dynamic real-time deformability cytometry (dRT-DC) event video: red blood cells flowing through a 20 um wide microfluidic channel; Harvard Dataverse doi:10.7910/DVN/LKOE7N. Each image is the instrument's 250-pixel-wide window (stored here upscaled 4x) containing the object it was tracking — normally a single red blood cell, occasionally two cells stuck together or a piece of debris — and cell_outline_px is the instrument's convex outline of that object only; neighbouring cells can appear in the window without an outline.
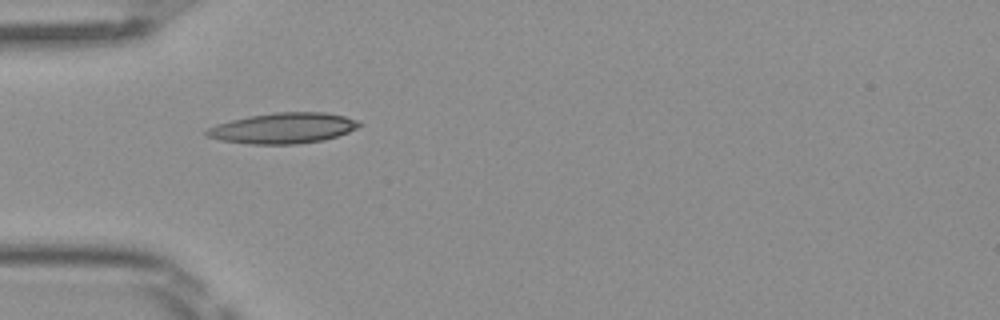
{"species": "Egyptian fruit bat (a non-hibernating species)", "species_latin": "Rousettus aegyptiacus", "temperature_condition": "room temperature", "stored_images_in_passage": 31, "camera_frame_rate_fps": 3000, "um_per_image_px": 0.085, "frame": {"image": 1, "passage_image": 1, "time_ms": 0.0, "image_size_px": [1000, 320], "cell_outline_px": [[360, 124], [356, 128], [348, 132], [324, 140], [296, 144], [252, 144], [220, 140], [204, 136], [204, 132], [208, 128], [216, 124], [248, 116], [276, 112], [324, 112], [344, 116], [356, 120]], "centroid_in_image_um": [24.02, 10.89], "position_along_channel_um": 61.0, "area_um2": 27.11}}
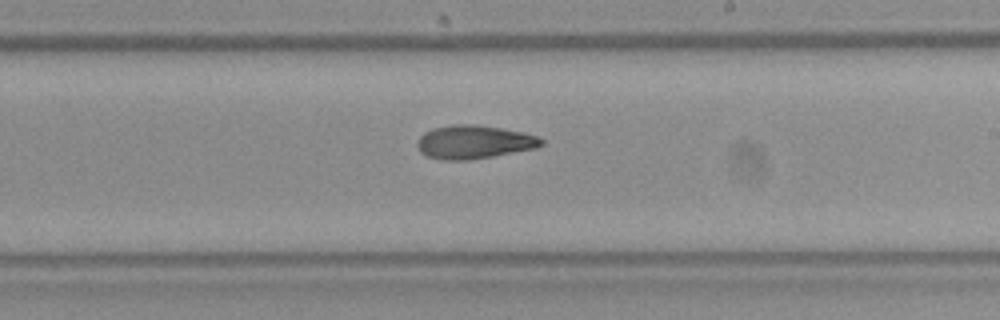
{"frame": {"image": 2, "passage_image": 15, "time_ms": 4.667, "image_size_px": [1000, 320], "cell_outline_px": [[544, 144], [536, 148], [492, 156], [468, 160], [440, 160], [428, 156], [420, 152], [416, 144], [416, 140], [424, 132], [432, 128], [456, 124], [472, 124], [500, 128], [540, 136], [544, 140]], "centroid_in_image_um": [40.27, 12.07], "position_along_channel_um": 248.7, "area_um2": 24.22}}
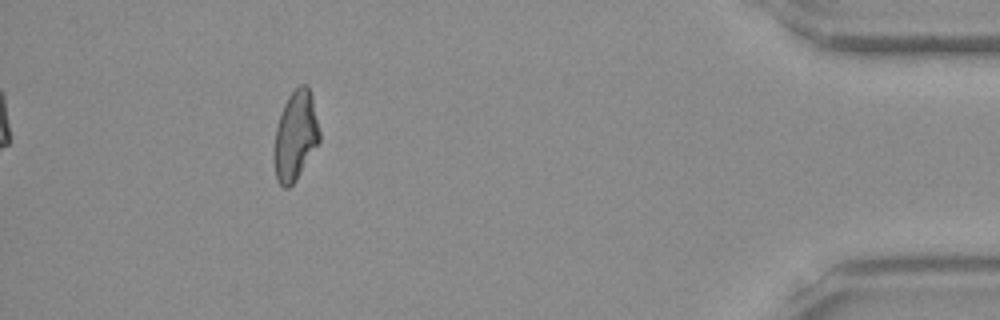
{"frame": {"image": 3, "passage_image": 31, "time_ms": 10.0, "image_size_px": [1000, 320], "cell_outline_px": [[320, 140], [296, 180], [288, 188], [284, 188], [276, 180], [276, 128], [284, 104], [288, 96], [300, 84], [308, 84], [312, 96], [320, 132]], "centroid_in_image_um": [25.15, 11.5], "position_along_channel_um": 410.0, "area_um2": 23.0}, "authors_computed_cell_mechanics": {"area_um2": 24.0448, "velocity_mm_per_s": 4.0747, "shape_relaxation_time_tau1_ms": 7.048, "shape_relaxation_time_tau2_ms": 4.113, "deformation_change_tau1": 0.2022, "deformation_change_tau2": 0.1265}}